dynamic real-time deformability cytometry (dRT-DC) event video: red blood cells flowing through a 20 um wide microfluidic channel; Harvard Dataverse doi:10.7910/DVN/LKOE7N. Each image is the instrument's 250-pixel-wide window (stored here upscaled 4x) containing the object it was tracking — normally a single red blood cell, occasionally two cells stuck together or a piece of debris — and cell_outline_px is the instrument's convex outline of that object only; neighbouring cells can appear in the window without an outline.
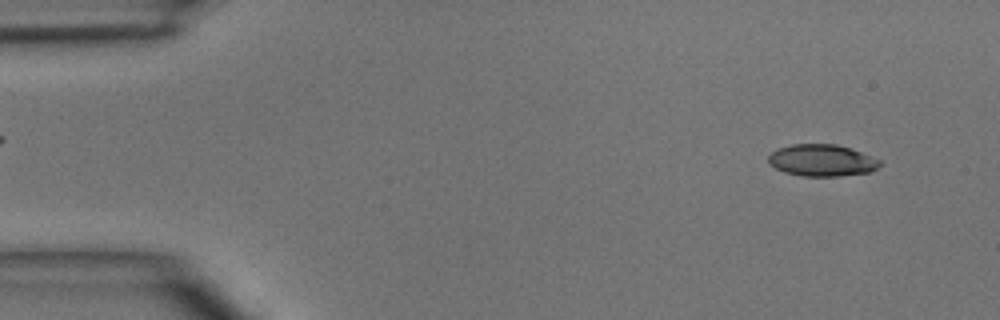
{"species": "common noctule bat (a hibernating species)", "species_latin": "Nyctalus noctula", "temperature_condition": "room temperature", "stored_images_in_passage": 5, "camera_frame_rate_fps": 3000, "um_per_image_px": 0.085, "animal": {"sex": "male", "body_mass_g": 15.6}, "frame": {"image": 1, "passage_image": 1, "time_ms": 0.0, "image_size_px": [1000, 320], "cell_outline_px": [[880, 164], [876, 168], [868, 172], [840, 176], [804, 176], [784, 172], [768, 164], [768, 156], [772, 152], [780, 148], [792, 144], [836, 144], [852, 148], [880, 160]], "centroid_in_image_um": [69.84, 13.62], "position_along_channel_um": 15.2, "area_um2": 20.58}}